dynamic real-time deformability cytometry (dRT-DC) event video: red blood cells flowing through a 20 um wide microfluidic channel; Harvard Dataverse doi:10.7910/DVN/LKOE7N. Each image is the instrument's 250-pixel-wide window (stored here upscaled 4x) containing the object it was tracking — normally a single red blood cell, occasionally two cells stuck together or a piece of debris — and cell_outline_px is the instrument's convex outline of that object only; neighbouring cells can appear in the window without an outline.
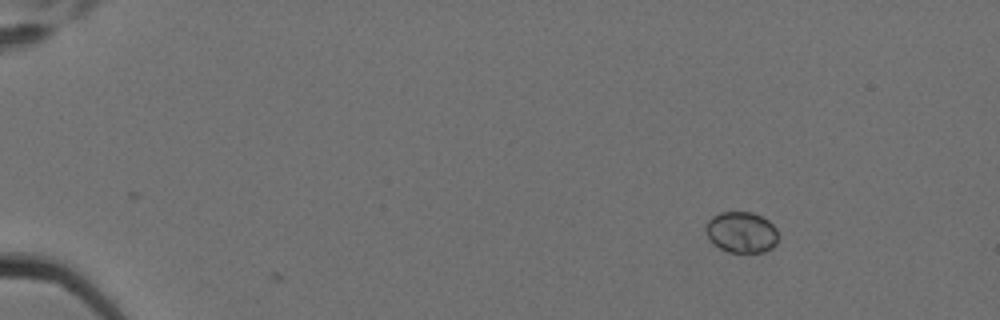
{"species": "Egyptian fruit bat (a non-hibernating species)", "species_latin": "Rousettus aegyptiacus", "temperature_condition": "cold", "stored_images_in_passage": 10, "camera_frame_rate_fps": 3000, "um_per_image_px": 0.085, "animal": {"sex": "female"}, "frame": {"image": 1, "passage_image": 1, "time_ms": 0.0, "image_size_px": [1000, 320], "cell_outline_px": [[776, 244], [772, 248], [764, 252], [728, 252], [712, 244], [704, 228], [708, 220], [712, 216], [720, 212], [752, 212], [768, 220], [776, 228]], "centroid_in_image_um": [62.99, 19.74], "position_along_channel_um": 22.0, "area_um2": 17.34}}
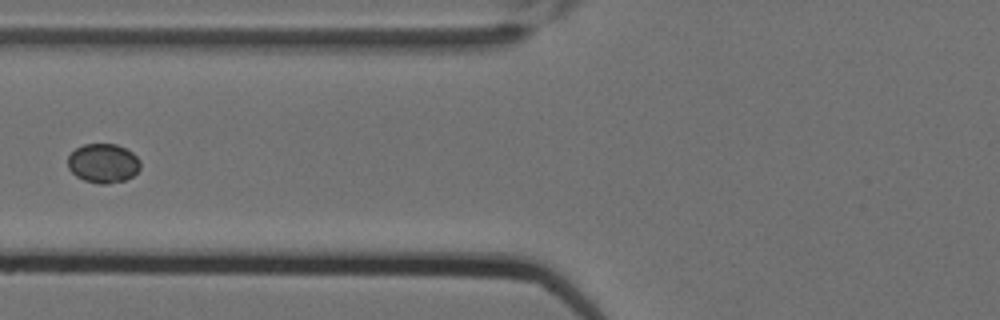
{"frame": {"image": 2, "passage_image": 6, "time_ms": 1.667, "image_size_px": [1000, 320], "cell_outline_px": [[140, 168], [132, 176], [124, 180], [108, 184], [100, 184], [84, 180], [76, 176], [68, 168], [68, 156], [76, 148], [84, 144], [116, 144], [132, 152], [140, 160]], "centroid_in_image_um": [8.76, 13.88], "position_along_channel_um": 117.0, "area_um2": 16.53}}
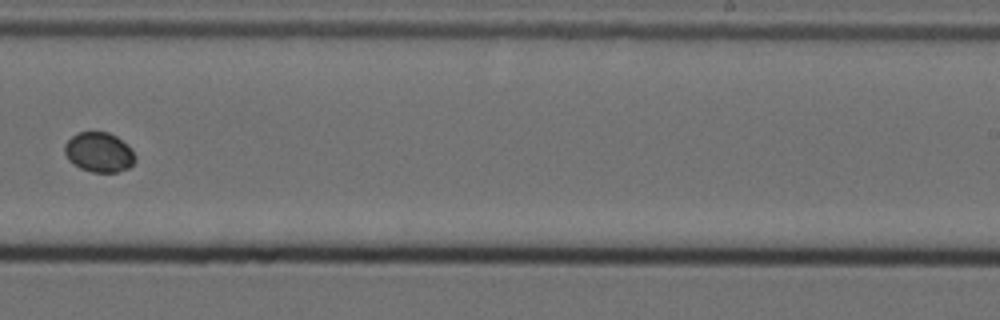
{"frame": {"image": 3, "passage_image": 10, "time_ms": 3.0, "image_size_px": [1000, 320], "cell_outline_px": [[136, 160], [128, 168], [116, 172], [92, 172], [80, 168], [72, 164], [68, 160], [64, 152], [64, 144], [76, 132], [108, 132], [116, 136], [128, 144], [132, 148], [136, 156]], "centroid_in_image_um": [8.42, 12.94], "position_along_channel_um": 280.6, "area_um2": 16.59}}